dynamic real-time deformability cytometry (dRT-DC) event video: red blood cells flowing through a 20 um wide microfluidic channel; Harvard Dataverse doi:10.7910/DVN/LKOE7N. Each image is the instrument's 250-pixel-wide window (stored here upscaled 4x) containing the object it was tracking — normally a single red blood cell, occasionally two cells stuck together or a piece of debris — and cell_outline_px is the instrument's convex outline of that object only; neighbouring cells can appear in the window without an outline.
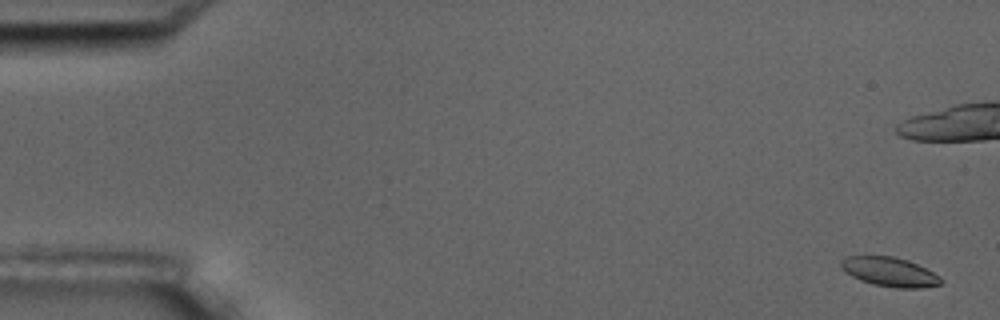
{"species": "common noctule bat (a hibernating species)", "species_latin": "Nyctalus noctula", "temperature_condition": "room temperature", "stored_images_in_passage": 11, "camera_frame_rate_fps": 3000, "um_per_image_px": 0.085, "animal": {"sex": "male", "body_mass_g": 17.5, "forearm_length_mm": 52.3}, "frame": {"image": 1, "passage_image": 1, "time_ms": 0.0, "image_size_px": [1000, 320], "cell_outline_px": [[944, 280], [940, 284], [920, 288], [896, 288], [872, 284], [860, 280], [844, 272], [840, 268], [840, 260], [848, 256], [892, 256], [908, 260], [940, 276]], "centroid_in_image_um": [75.59, 23.11], "position_along_channel_um": 9.4, "area_um2": 17.05}}
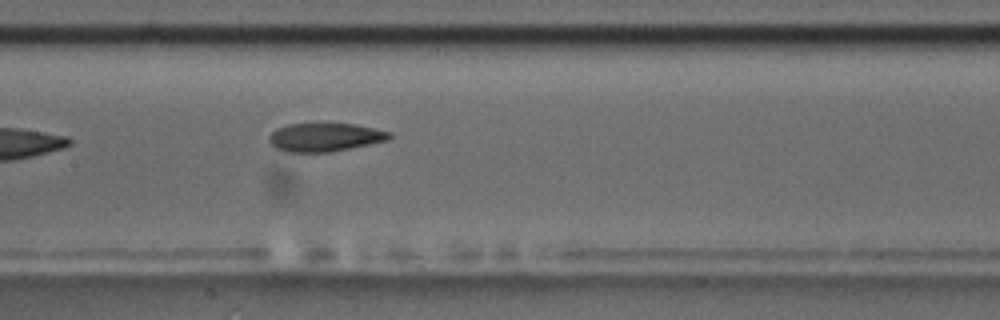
{"frame": {"image": 2, "passage_image": 11, "time_ms": 12.667, "image_size_px": [1000, 320], "cell_outline_px": [[392, 136], [388, 140], [332, 152], [284, 152], [276, 148], [268, 140], [268, 136], [276, 128], [288, 124], [352, 124], [392, 132]], "centroid_in_image_um": [27.59, 11.67], "position_along_channel_um": 179.8, "area_um2": 19.88}}